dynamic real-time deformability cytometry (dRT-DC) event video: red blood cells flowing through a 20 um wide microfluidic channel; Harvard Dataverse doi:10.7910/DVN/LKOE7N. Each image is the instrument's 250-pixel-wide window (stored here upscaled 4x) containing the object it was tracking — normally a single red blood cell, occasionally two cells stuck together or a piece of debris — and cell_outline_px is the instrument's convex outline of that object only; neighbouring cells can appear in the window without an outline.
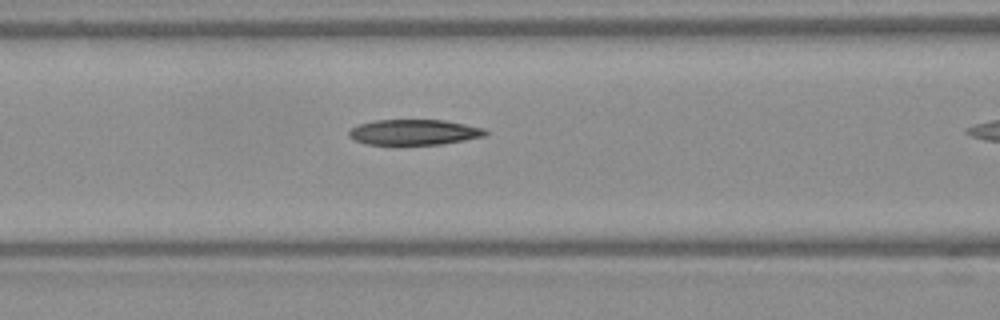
{"species": "Egyptian fruit bat (a non-hibernating species)", "species_latin": "Rousettus aegyptiacus", "temperature_condition": "warm", "stored_images_in_passage": 11, "camera_frame_rate_fps": 3000, "um_per_image_px": 0.085, "frame": {"image": 1, "passage_image": 7, "time_ms": 2.0, "image_size_px": [1000, 320], "cell_outline_px": [[488, 132], [484, 136], [464, 140], [440, 144], [368, 144], [356, 140], [348, 136], [348, 132], [352, 128], [360, 124], [376, 120], [444, 120], [484, 128]], "centroid_in_image_um": [35.2, 11.23], "position_along_channel_um": 131.4, "area_um2": 19.94}}
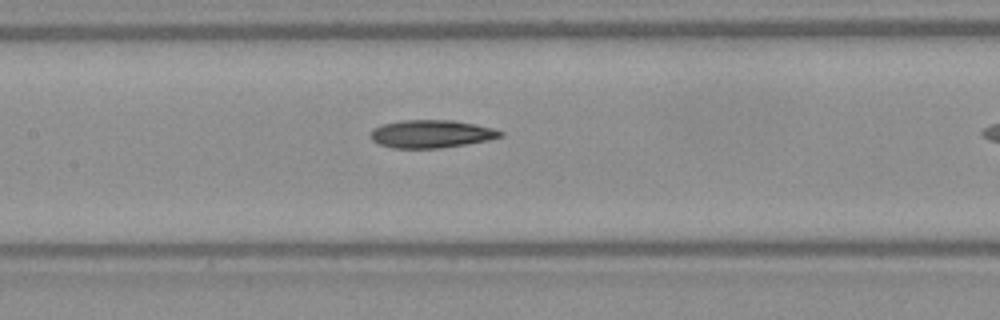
{"frame": {"image": 2, "passage_image": 10, "time_ms": 3.0, "image_size_px": [1000, 320], "cell_outline_px": [[504, 136], [488, 140], [440, 148], [392, 148], [380, 144], [372, 140], [368, 136], [372, 128], [384, 124], [400, 120], [452, 120], [476, 124], [496, 128], [504, 132]], "centroid_in_image_um": [36.66, 11.37], "position_along_channel_um": 170.7, "area_um2": 21.27}}